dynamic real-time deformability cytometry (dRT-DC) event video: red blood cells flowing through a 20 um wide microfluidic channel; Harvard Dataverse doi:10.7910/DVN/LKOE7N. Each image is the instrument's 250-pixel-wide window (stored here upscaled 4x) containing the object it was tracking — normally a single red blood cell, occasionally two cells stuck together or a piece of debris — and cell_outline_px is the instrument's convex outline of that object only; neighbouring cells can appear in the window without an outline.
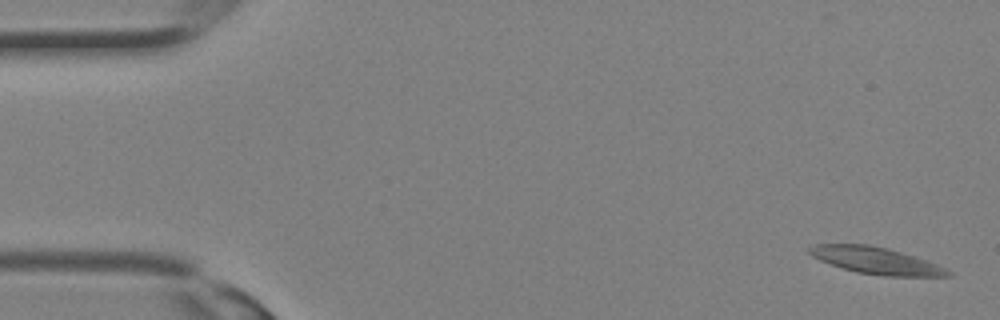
{"species": "Egyptian fruit bat (a non-hibernating species)", "species_latin": "Rousettus aegyptiacus", "temperature_condition": "room temperature", "stored_images_in_passage": 10, "camera_frame_rate_fps": 3000, "um_per_image_px": 0.085, "animal": {"sex": "female"}, "frame": {"image": 1, "passage_image": 1, "time_ms": 0.0, "image_size_px": [1000, 320], "cell_outline_px": [[952, 276], [884, 276], [856, 272], [820, 260], [812, 256], [808, 252], [808, 248], [816, 244], [868, 244], [900, 252], [936, 264], [952, 272]], "centroid_in_image_um": [74.43, 22.15], "position_along_channel_um": 10.6, "area_um2": 21.15}}
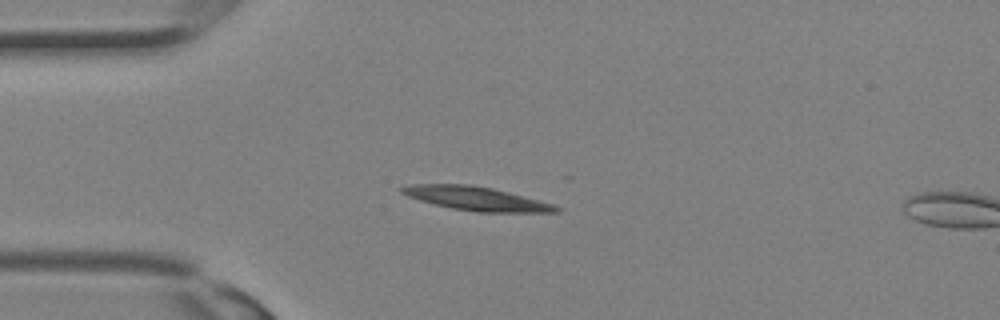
{"frame": {"image": 2, "passage_image": 8, "time_ms": 2.333, "image_size_px": [1000, 320], "cell_outline_px": [[560, 212], [476, 212], [452, 208], [420, 200], [408, 196], [400, 192], [400, 188], [412, 184], [472, 184], [492, 188], [556, 204], [560, 208]], "centroid_in_image_um": [40.53, 16.88], "position_along_channel_um": 44.5, "area_um2": 21.27}}